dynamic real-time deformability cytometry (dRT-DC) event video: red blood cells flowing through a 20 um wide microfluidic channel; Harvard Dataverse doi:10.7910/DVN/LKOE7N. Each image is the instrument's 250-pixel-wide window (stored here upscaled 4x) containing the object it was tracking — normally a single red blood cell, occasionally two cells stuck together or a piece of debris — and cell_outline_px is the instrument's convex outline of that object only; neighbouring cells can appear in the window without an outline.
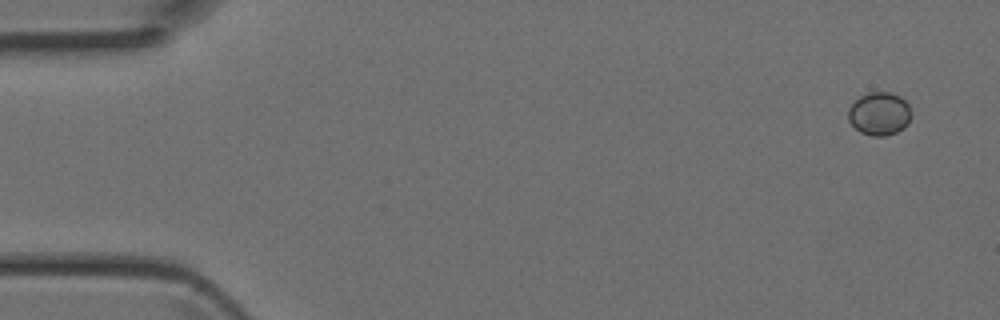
{"species": "Egyptian fruit bat (a non-hibernating species)", "species_latin": "Rousettus aegyptiacus", "temperature_condition": "room temperature", "stored_images_in_passage": 5, "camera_frame_rate_fps": 3000, "um_per_image_px": 0.085, "animal": {"sex": "female"}, "frame": {"image": 1, "passage_image": 1, "time_ms": 0.0, "image_size_px": [1000, 320], "cell_outline_px": [[912, 116], [908, 124], [904, 128], [896, 132], [884, 136], [872, 136], [860, 132], [848, 120], [848, 108], [860, 96], [868, 92], [892, 92], [900, 96], [908, 104], [912, 112]], "centroid_in_image_um": [74.77, 9.66], "position_along_channel_um": 10.2, "area_um2": 16.01}}
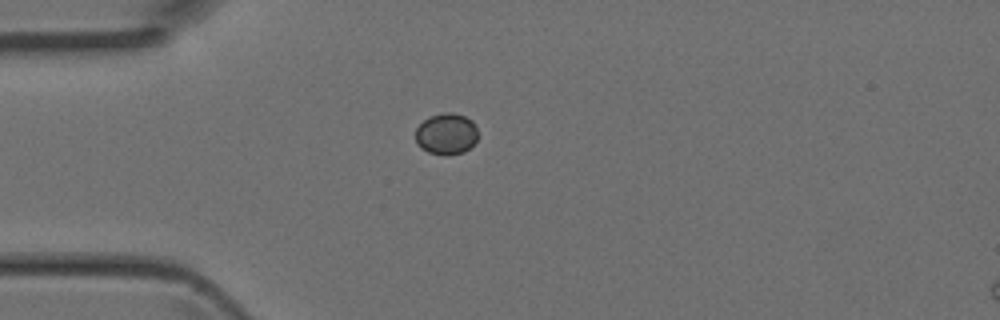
{"frame": {"image": 2, "passage_image": 4, "time_ms": 1.0, "image_size_px": [1000, 320], "cell_outline_px": [[476, 140], [464, 152], [448, 156], [444, 156], [428, 152], [420, 148], [416, 144], [416, 128], [428, 116], [444, 112], [452, 112], [464, 116], [472, 120], [476, 128]], "centroid_in_image_um": [37.9, 11.39], "position_along_channel_um": 47.1, "area_um2": 15.14}}
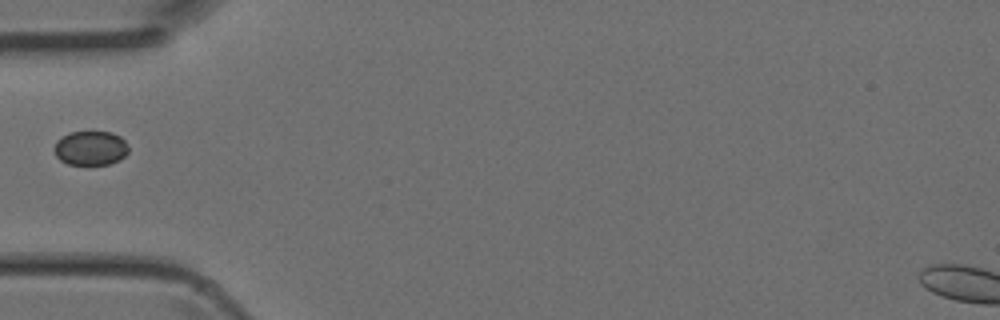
{"frame": {"image": 3, "passage_image": 5, "time_ms": 1.333, "image_size_px": [1000, 320], "cell_outline_px": [[128, 152], [120, 160], [108, 164], [68, 164], [60, 160], [56, 156], [56, 140], [60, 136], [68, 132], [112, 132], [120, 136], [128, 144]], "centroid_in_image_um": [7.71, 12.58], "position_along_channel_um": 77.3, "area_um2": 14.85}}